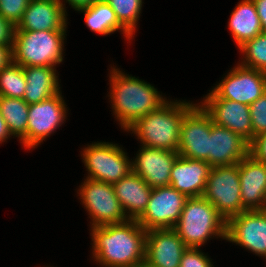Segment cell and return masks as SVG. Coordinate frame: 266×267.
<instances>
[{
  "instance_id": "cell-1",
  "label": "cell",
  "mask_w": 266,
  "mask_h": 267,
  "mask_svg": "<svg viewBox=\"0 0 266 267\" xmlns=\"http://www.w3.org/2000/svg\"><path fill=\"white\" fill-rule=\"evenodd\" d=\"M92 257L102 267H130L145 259L146 234L137 220L92 227Z\"/></svg>"
},
{
  "instance_id": "cell-2",
  "label": "cell",
  "mask_w": 266,
  "mask_h": 267,
  "mask_svg": "<svg viewBox=\"0 0 266 267\" xmlns=\"http://www.w3.org/2000/svg\"><path fill=\"white\" fill-rule=\"evenodd\" d=\"M109 75L110 92L108 97L119 125L126 131L142 116L156 111L167 99L144 80L123 73L112 67Z\"/></svg>"
},
{
  "instance_id": "cell-3",
  "label": "cell",
  "mask_w": 266,
  "mask_h": 267,
  "mask_svg": "<svg viewBox=\"0 0 266 267\" xmlns=\"http://www.w3.org/2000/svg\"><path fill=\"white\" fill-rule=\"evenodd\" d=\"M195 104L168 100L126 131H132L142 146L178 152L183 117Z\"/></svg>"
},
{
  "instance_id": "cell-4",
  "label": "cell",
  "mask_w": 266,
  "mask_h": 267,
  "mask_svg": "<svg viewBox=\"0 0 266 267\" xmlns=\"http://www.w3.org/2000/svg\"><path fill=\"white\" fill-rule=\"evenodd\" d=\"M225 218L214 205L202 197L188 198L174 227L187 247L200 248L210 238L226 240Z\"/></svg>"
},
{
  "instance_id": "cell-5",
  "label": "cell",
  "mask_w": 266,
  "mask_h": 267,
  "mask_svg": "<svg viewBox=\"0 0 266 267\" xmlns=\"http://www.w3.org/2000/svg\"><path fill=\"white\" fill-rule=\"evenodd\" d=\"M67 30L27 31L15 28L12 61L28 66H53L63 62Z\"/></svg>"
},
{
  "instance_id": "cell-6",
  "label": "cell",
  "mask_w": 266,
  "mask_h": 267,
  "mask_svg": "<svg viewBox=\"0 0 266 267\" xmlns=\"http://www.w3.org/2000/svg\"><path fill=\"white\" fill-rule=\"evenodd\" d=\"M123 148L113 142H94L83 148L82 161L87 169V179L117 183L131 172V161Z\"/></svg>"
},
{
  "instance_id": "cell-7",
  "label": "cell",
  "mask_w": 266,
  "mask_h": 267,
  "mask_svg": "<svg viewBox=\"0 0 266 267\" xmlns=\"http://www.w3.org/2000/svg\"><path fill=\"white\" fill-rule=\"evenodd\" d=\"M203 197L214 205L226 221L246 211L241 200L239 163L212 167Z\"/></svg>"
},
{
  "instance_id": "cell-8",
  "label": "cell",
  "mask_w": 266,
  "mask_h": 267,
  "mask_svg": "<svg viewBox=\"0 0 266 267\" xmlns=\"http://www.w3.org/2000/svg\"><path fill=\"white\" fill-rule=\"evenodd\" d=\"M79 187L77 193L91 219V228L128 220L112 184L86 178Z\"/></svg>"
},
{
  "instance_id": "cell-9",
  "label": "cell",
  "mask_w": 266,
  "mask_h": 267,
  "mask_svg": "<svg viewBox=\"0 0 266 267\" xmlns=\"http://www.w3.org/2000/svg\"><path fill=\"white\" fill-rule=\"evenodd\" d=\"M66 106L61 92L29 105L27 134L20 140L23 147L28 150L34 149L53 134L67 118Z\"/></svg>"
},
{
  "instance_id": "cell-10",
  "label": "cell",
  "mask_w": 266,
  "mask_h": 267,
  "mask_svg": "<svg viewBox=\"0 0 266 267\" xmlns=\"http://www.w3.org/2000/svg\"><path fill=\"white\" fill-rule=\"evenodd\" d=\"M187 199L170 185L152 188L146 209L137 222L147 231L174 229Z\"/></svg>"
},
{
  "instance_id": "cell-11",
  "label": "cell",
  "mask_w": 266,
  "mask_h": 267,
  "mask_svg": "<svg viewBox=\"0 0 266 267\" xmlns=\"http://www.w3.org/2000/svg\"><path fill=\"white\" fill-rule=\"evenodd\" d=\"M211 90L218 98L250 105L266 93V73L237 64Z\"/></svg>"
},
{
  "instance_id": "cell-12",
  "label": "cell",
  "mask_w": 266,
  "mask_h": 267,
  "mask_svg": "<svg viewBox=\"0 0 266 267\" xmlns=\"http://www.w3.org/2000/svg\"><path fill=\"white\" fill-rule=\"evenodd\" d=\"M212 119L200 104H195L183 117L178 154L209 164V136Z\"/></svg>"
},
{
  "instance_id": "cell-13",
  "label": "cell",
  "mask_w": 266,
  "mask_h": 267,
  "mask_svg": "<svg viewBox=\"0 0 266 267\" xmlns=\"http://www.w3.org/2000/svg\"><path fill=\"white\" fill-rule=\"evenodd\" d=\"M226 240L266 257V210H246L229 218Z\"/></svg>"
},
{
  "instance_id": "cell-14",
  "label": "cell",
  "mask_w": 266,
  "mask_h": 267,
  "mask_svg": "<svg viewBox=\"0 0 266 267\" xmlns=\"http://www.w3.org/2000/svg\"><path fill=\"white\" fill-rule=\"evenodd\" d=\"M199 104L209 114L214 124L241 135L249 143L253 140L251 114L248 105L218 98L212 91L203 97Z\"/></svg>"
},
{
  "instance_id": "cell-15",
  "label": "cell",
  "mask_w": 266,
  "mask_h": 267,
  "mask_svg": "<svg viewBox=\"0 0 266 267\" xmlns=\"http://www.w3.org/2000/svg\"><path fill=\"white\" fill-rule=\"evenodd\" d=\"M138 151L136 158L131 161V172L142 177L151 188L169 186L178 152L142 145Z\"/></svg>"
},
{
  "instance_id": "cell-16",
  "label": "cell",
  "mask_w": 266,
  "mask_h": 267,
  "mask_svg": "<svg viewBox=\"0 0 266 267\" xmlns=\"http://www.w3.org/2000/svg\"><path fill=\"white\" fill-rule=\"evenodd\" d=\"M187 249L174 229H153L147 231L145 259L155 267H179Z\"/></svg>"
},
{
  "instance_id": "cell-17",
  "label": "cell",
  "mask_w": 266,
  "mask_h": 267,
  "mask_svg": "<svg viewBox=\"0 0 266 267\" xmlns=\"http://www.w3.org/2000/svg\"><path fill=\"white\" fill-rule=\"evenodd\" d=\"M250 143L241 135L212 121L209 136V165L229 166L238 164L249 155Z\"/></svg>"
},
{
  "instance_id": "cell-18",
  "label": "cell",
  "mask_w": 266,
  "mask_h": 267,
  "mask_svg": "<svg viewBox=\"0 0 266 267\" xmlns=\"http://www.w3.org/2000/svg\"><path fill=\"white\" fill-rule=\"evenodd\" d=\"M241 200L245 210H266V164L250 154L239 162Z\"/></svg>"
},
{
  "instance_id": "cell-19",
  "label": "cell",
  "mask_w": 266,
  "mask_h": 267,
  "mask_svg": "<svg viewBox=\"0 0 266 267\" xmlns=\"http://www.w3.org/2000/svg\"><path fill=\"white\" fill-rule=\"evenodd\" d=\"M67 13L58 0H30L17 30H66Z\"/></svg>"
},
{
  "instance_id": "cell-20",
  "label": "cell",
  "mask_w": 266,
  "mask_h": 267,
  "mask_svg": "<svg viewBox=\"0 0 266 267\" xmlns=\"http://www.w3.org/2000/svg\"><path fill=\"white\" fill-rule=\"evenodd\" d=\"M211 168L205 161L178 155L171 170L170 186L188 198L202 197Z\"/></svg>"
},
{
  "instance_id": "cell-21",
  "label": "cell",
  "mask_w": 266,
  "mask_h": 267,
  "mask_svg": "<svg viewBox=\"0 0 266 267\" xmlns=\"http://www.w3.org/2000/svg\"><path fill=\"white\" fill-rule=\"evenodd\" d=\"M113 188L127 218L137 220L146 209L152 188L134 172L114 183Z\"/></svg>"
},
{
  "instance_id": "cell-22",
  "label": "cell",
  "mask_w": 266,
  "mask_h": 267,
  "mask_svg": "<svg viewBox=\"0 0 266 267\" xmlns=\"http://www.w3.org/2000/svg\"><path fill=\"white\" fill-rule=\"evenodd\" d=\"M55 68L53 66L23 67L27 83L23 100L27 104L39 103L61 92Z\"/></svg>"
},
{
  "instance_id": "cell-23",
  "label": "cell",
  "mask_w": 266,
  "mask_h": 267,
  "mask_svg": "<svg viewBox=\"0 0 266 267\" xmlns=\"http://www.w3.org/2000/svg\"><path fill=\"white\" fill-rule=\"evenodd\" d=\"M229 30L236 46L262 33V25L253 0H241L230 15Z\"/></svg>"
},
{
  "instance_id": "cell-24",
  "label": "cell",
  "mask_w": 266,
  "mask_h": 267,
  "mask_svg": "<svg viewBox=\"0 0 266 267\" xmlns=\"http://www.w3.org/2000/svg\"><path fill=\"white\" fill-rule=\"evenodd\" d=\"M78 11L84 13L86 26L93 32L105 36L120 30L128 41L134 37L118 22L115 12L105 0H99Z\"/></svg>"
},
{
  "instance_id": "cell-25",
  "label": "cell",
  "mask_w": 266,
  "mask_h": 267,
  "mask_svg": "<svg viewBox=\"0 0 266 267\" xmlns=\"http://www.w3.org/2000/svg\"><path fill=\"white\" fill-rule=\"evenodd\" d=\"M28 109L29 104L21 98L0 96V112L9 132L19 141L27 134Z\"/></svg>"
},
{
  "instance_id": "cell-26",
  "label": "cell",
  "mask_w": 266,
  "mask_h": 267,
  "mask_svg": "<svg viewBox=\"0 0 266 267\" xmlns=\"http://www.w3.org/2000/svg\"><path fill=\"white\" fill-rule=\"evenodd\" d=\"M26 84L21 65L12 61L0 70V96L23 99Z\"/></svg>"
},
{
  "instance_id": "cell-27",
  "label": "cell",
  "mask_w": 266,
  "mask_h": 267,
  "mask_svg": "<svg viewBox=\"0 0 266 267\" xmlns=\"http://www.w3.org/2000/svg\"><path fill=\"white\" fill-rule=\"evenodd\" d=\"M238 49L244 57L239 64L266 73V32L244 42Z\"/></svg>"
},
{
  "instance_id": "cell-28",
  "label": "cell",
  "mask_w": 266,
  "mask_h": 267,
  "mask_svg": "<svg viewBox=\"0 0 266 267\" xmlns=\"http://www.w3.org/2000/svg\"><path fill=\"white\" fill-rule=\"evenodd\" d=\"M115 12L118 22L133 36L142 11L143 0H105Z\"/></svg>"
},
{
  "instance_id": "cell-29",
  "label": "cell",
  "mask_w": 266,
  "mask_h": 267,
  "mask_svg": "<svg viewBox=\"0 0 266 267\" xmlns=\"http://www.w3.org/2000/svg\"><path fill=\"white\" fill-rule=\"evenodd\" d=\"M253 139L266 132V93L249 105Z\"/></svg>"
},
{
  "instance_id": "cell-30",
  "label": "cell",
  "mask_w": 266,
  "mask_h": 267,
  "mask_svg": "<svg viewBox=\"0 0 266 267\" xmlns=\"http://www.w3.org/2000/svg\"><path fill=\"white\" fill-rule=\"evenodd\" d=\"M29 2L30 0H0V15L16 27Z\"/></svg>"
},
{
  "instance_id": "cell-31",
  "label": "cell",
  "mask_w": 266,
  "mask_h": 267,
  "mask_svg": "<svg viewBox=\"0 0 266 267\" xmlns=\"http://www.w3.org/2000/svg\"><path fill=\"white\" fill-rule=\"evenodd\" d=\"M179 267H214V265L200 248L187 247L181 257Z\"/></svg>"
},
{
  "instance_id": "cell-32",
  "label": "cell",
  "mask_w": 266,
  "mask_h": 267,
  "mask_svg": "<svg viewBox=\"0 0 266 267\" xmlns=\"http://www.w3.org/2000/svg\"><path fill=\"white\" fill-rule=\"evenodd\" d=\"M249 154L255 160L266 164V132L254 137L250 142Z\"/></svg>"
},
{
  "instance_id": "cell-33",
  "label": "cell",
  "mask_w": 266,
  "mask_h": 267,
  "mask_svg": "<svg viewBox=\"0 0 266 267\" xmlns=\"http://www.w3.org/2000/svg\"><path fill=\"white\" fill-rule=\"evenodd\" d=\"M15 26L0 15V44L13 45Z\"/></svg>"
},
{
  "instance_id": "cell-34",
  "label": "cell",
  "mask_w": 266,
  "mask_h": 267,
  "mask_svg": "<svg viewBox=\"0 0 266 267\" xmlns=\"http://www.w3.org/2000/svg\"><path fill=\"white\" fill-rule=\"evenodd\" d=\"M12 46L0 44V70L12 62Z\"/></svg>"
},
{
  "instance_id": "cell-35",
  "label": "cell",
  "mask_w": 266,
  "mask_h": 267,
  "mask_svg": "<svg viewBox=\"0 0 266 267\" xmlns=\"http://www.w3.org/2000/svg\"><path fill=\"white\" fill-rule=\"evenodd\" d=\"M58 1L61 3L65 12L67 13L66 8H65V3H63L65 2V0L64 1L58 0ZM97 1L99 0H66V3H69V5H71V7L75 9V11H77L78 9L92 6Z\"/></svg>"
},
{
  "instance_id": "cell-36",
  "label": "cell",
  "mask_w": 266,
  "mask_h": 267,
  "mask_svg": "<svg viewBox=\"0 0 266 267\" xmlns=\"http://www.w3.org/2000/svg\"><path fill=\"white\" fill-rule=\"evenodd\" d=\"M260 18L262 31L266 32V0H253Z\"/></svg>"
},
{
  "instance_id": "cell-37",
  "label": "cell",
  "mask_w": 266,
  "mask_h": 267,
  "mask_svg": "<svg viewBox=\"0 0 266 267\" xmlns=\"http://www.w3.org/2000/svg\"><path fill=\"white\" fill-rule=\"evenodd\" d=\"M12 134L9 132L7 124L0 112V144L8 140Z\"/></svg>"
},
{
  "instance_id": "cell-38",
  "label": "cell",
  "mask_w": 266,
  "mask_h": 267,
  "mask_svg": "<svg viewBox=\"0 0 266 267\" xmlns=\"http://www.w3.org/2000/svg\"><path fill=\"white\" fill-rule=\"evenodd\" d=\"M130 267H155L150 262H148L146 259H143L142 261L136 262Z\"/></svg>"
}]
</instances>
